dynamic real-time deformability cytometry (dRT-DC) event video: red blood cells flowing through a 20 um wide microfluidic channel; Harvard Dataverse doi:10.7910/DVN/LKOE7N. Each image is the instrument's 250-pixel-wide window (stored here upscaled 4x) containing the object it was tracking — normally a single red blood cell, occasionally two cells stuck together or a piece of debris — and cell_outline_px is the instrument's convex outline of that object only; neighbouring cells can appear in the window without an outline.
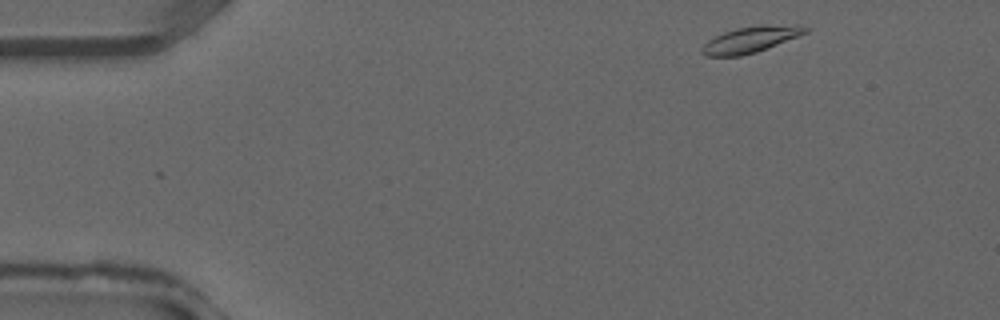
{"species": "common noctule bat (a hibernating species)", "species_latin": "Nyctalus noctula", "temperature_condition": "warm", "stored_images_in_passage": 8, "camera_frame_rate_fps": 3000, "um_per_image_px": 0.085, "animal": {"sex": "male", "forearm_length_mm": 52.5}, "frame": {"image": 1, "passage_image": 1, "time_ms": 0.0, "image_size_px": [1000, 320], "cell_outline_px": [[808, 32], [756, 52], [740, 56], [708, 56], [700, 52], [700, 48], [708, 40], [724, 32], [736, 28], [796, 24], [800, 24], [808, 28]], "centroid_in_image_um": [63.78, 3.37], "position_along_channel_um": 21.2, "area_um2": 15.32}}